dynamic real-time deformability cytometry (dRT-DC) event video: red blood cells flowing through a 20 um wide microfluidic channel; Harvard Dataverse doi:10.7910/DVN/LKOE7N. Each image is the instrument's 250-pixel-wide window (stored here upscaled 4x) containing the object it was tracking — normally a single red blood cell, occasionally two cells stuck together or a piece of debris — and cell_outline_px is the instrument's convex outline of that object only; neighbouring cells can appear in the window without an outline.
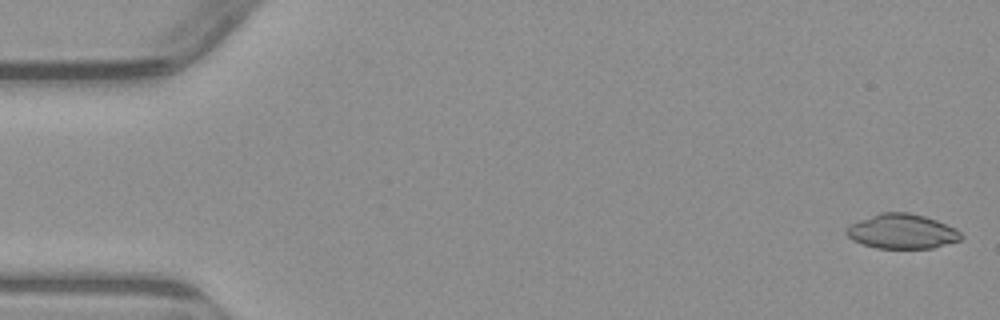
{"species": "common noctule bat (a hibernating species)", "species_latin": "Nyctalus noctula", "temperature_condition": "warm", "stored_images_in_passage": 5, "camera_frame_rate_fps": 3000, "um_per_image_px": 0.085, "animal": {"sex": "male", "body_mass_g": 23.1, "forearm_length_mm": 52.7}, "frame": {"image": 1, "passage_image": 1, "time_ms": 0.0, "image_size_px": [1000, 320], "cell_outline_px": [[964, 236], [960, 240], [932, 248], [876, 248], [852, 240], [844, 232], [844, 228], [848, 224], [880, 212], [908, 212], [924, 216], [936, 220], [956, 228]], "centroid_in_image_um": [76.64, 19.66], "position_along_channel_um": 8.4, "area_um2": 23.29}}
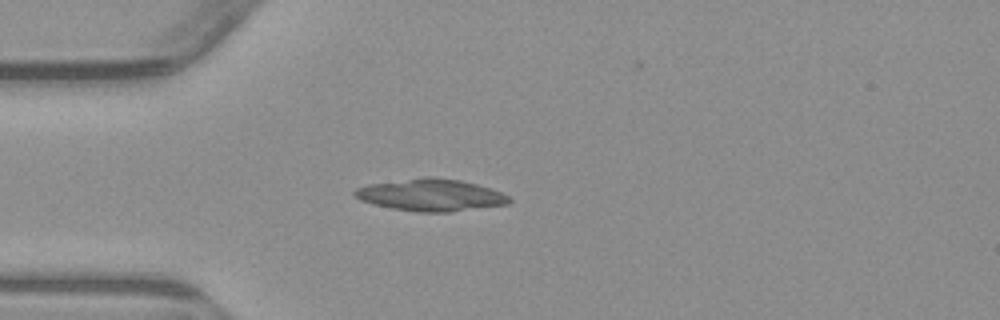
{"frame": {"image": 2, "passage_image": 5, "time_ms": 4.333, "image_size_px": [1000, 320], "cell_outline_px": [[512, 200], [508, 204], [448, 212], [416, 212], [392, 208], [360, 200], [352, 192], [356, 188], [368, 184], [428, 176], [432, 176], [460, 180], [492, 188], [508, 196]], "centroid_in_image_um": [36.63, 16.57], "position_along_channel_um": 48.4, "area_um2": 28.73}}